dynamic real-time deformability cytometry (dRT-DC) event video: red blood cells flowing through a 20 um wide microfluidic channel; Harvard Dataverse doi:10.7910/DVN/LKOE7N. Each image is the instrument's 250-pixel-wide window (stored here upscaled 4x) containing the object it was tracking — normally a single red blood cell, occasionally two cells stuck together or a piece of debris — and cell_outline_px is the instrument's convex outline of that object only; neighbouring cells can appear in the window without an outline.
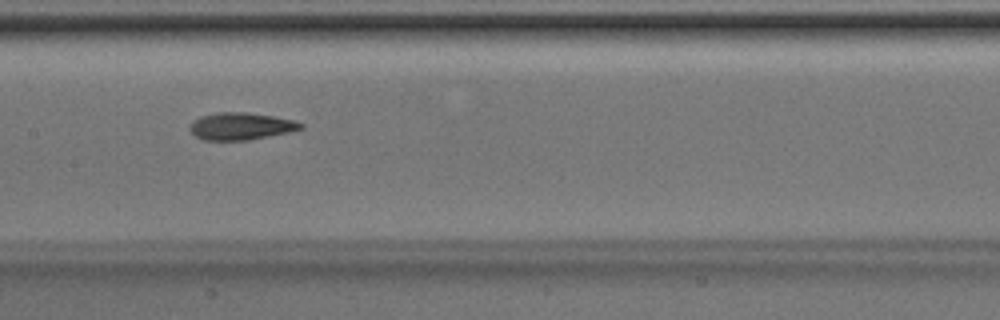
{"species": "Egyptian fruit bat (a non-hibernating species)", "species_latin": "Rousettus aegyptiacus", "temperature_condition": "room temperature", "stored_images_in_passage": 8, "camera_frame_rate_fps": 3000, "um_per_image_px": 0.085, "animal": {"sex": "male"}, "frame": {"image": 1, "passage_image": 7, "time_ms": 2.0, "image_size_px": [1000, 320], "cell_outline_px": [[304, 128], [288, 132], [248, 140], [204, 140], [196, 136], [188, 128], [188, 124], [200, 116], [216, 112], [248, 112], [272, 116], [292, 120], [304, 124]], "centroid_in_image_um": [20.43, 10.72], "position_along_channel_um": 187.0, "area_um2": 17.57}}